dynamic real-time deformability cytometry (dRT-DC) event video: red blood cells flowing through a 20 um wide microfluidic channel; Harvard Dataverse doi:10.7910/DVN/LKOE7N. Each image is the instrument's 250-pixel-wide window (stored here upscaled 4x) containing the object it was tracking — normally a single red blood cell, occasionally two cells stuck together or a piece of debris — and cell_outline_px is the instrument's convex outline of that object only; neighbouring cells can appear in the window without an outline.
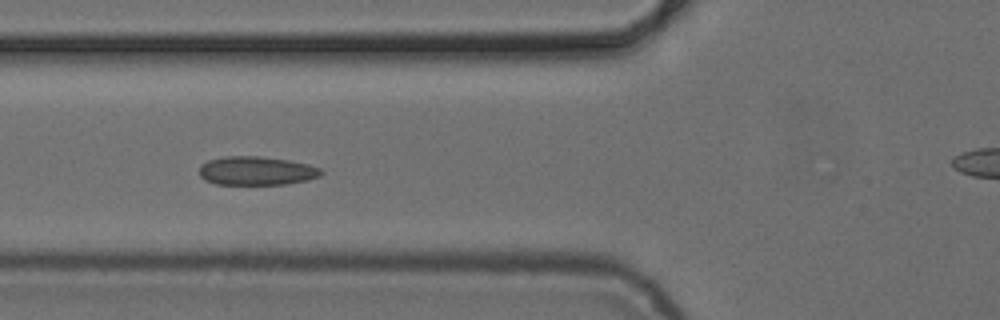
{"species": "common noctule bat (a hibernating species)", "species_latin": "Nyctalus noctula", "temperature_condition": "cold", "stored_images_in_passage": 8, "camera_frame_rate_fps": 3000, "um_per_image_px": 0.085, "animal": {"sex": "female", "body_mass_g": 24.6, "forearm_length_mm": 56.2}, "frame": {"image": 1, "passage_image": 6, "time_ms": 6.0, "image_size_px": [1000, 320], "cell_outline_px": [[324, 172], [320, 176], [308, 180], [284, 184], [216, 184], [204, 180], [200, 176], [200, 164], [208, 160], [224, 156], [260, 156], [288, 160], [308, 164], [320, 168]], "centroid_in_image_um": [21.79, 14.51], "position_along_channel_um": 104.0, "area_um2": 20.46}}
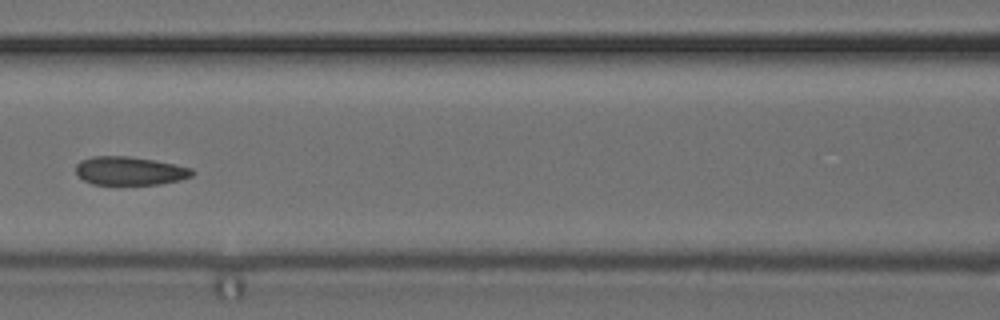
{"frame": {"image": 2, "passage_image": 7, "time_ms": 7.333, "image_size_px": [1000, 320], "cell_outline_px": [[196, 172], [192, 176], [180, 180], [160, 184], [92, 184], [84, 180], [76, 172], [76, 164], [80, 160], [92, 156], [128, 156], [152, 160], [192, 168]], "centroid_in_image_um": [11.03, 14.52], "position_along_channel_um": 155.6, "area_um2": 19.19}}